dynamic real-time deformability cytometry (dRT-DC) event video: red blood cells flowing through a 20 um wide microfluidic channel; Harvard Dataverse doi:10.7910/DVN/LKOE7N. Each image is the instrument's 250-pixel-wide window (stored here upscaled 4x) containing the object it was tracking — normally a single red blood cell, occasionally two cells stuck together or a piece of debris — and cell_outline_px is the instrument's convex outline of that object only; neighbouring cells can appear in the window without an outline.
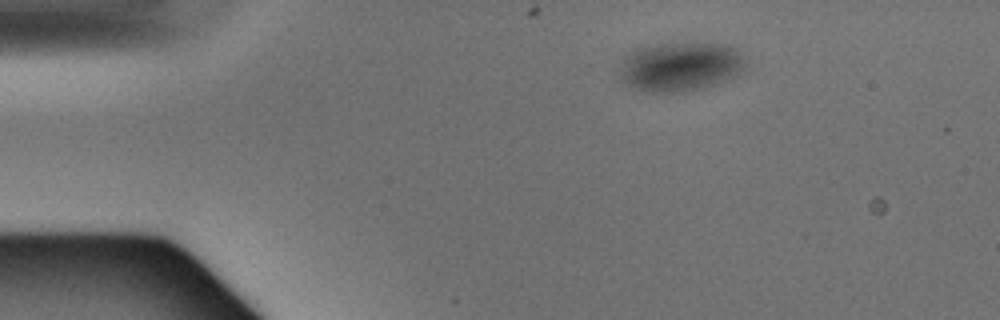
{"species": "Egyptian fruit bat (a non-hibernating species)", "species_latin": "Rousettus aegyptiacus", "temperature_condition": "warm", "stored_images_in_passage": 3, "camera_frame_rate_fps": 3000, "um_per_image_px": 0.085, "animal": {"sex": "male"}, "frame": {"image": 1, "passage_image": 1, "time_ms": 0.0, "image_size_px": [1000, 320], "cell_outline_px": [[748, 72], [704, 88], [684, 92], [648, 92], [628, 88], [616, 76], [624, 56], [640, 48], [664, 44], [728, 44], [736, 48], [744, 56]], "centroid_in_image_um": [57.84, 5.7], "position_along_channel_um": 27.2, "area_um2": 36.82}}
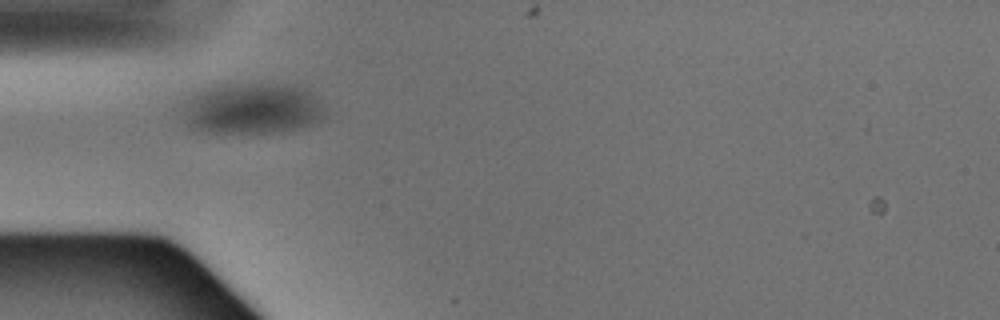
{"frame": {"image": 2, "passage_image": 3, "time_ms": 0.667, "image_size_px": [1000, 320], "cell_outline_px": [[328, 116], [312, 124], [280, 132], [196, 132], [188, 128], [184, 120], [184, 112], [188, 100], [192, 96], [204, 88], [256, 84], [292, 84], [308, 92], [328, 112]], "centroid_in_image_um": [21.44, 9.26], "position_along_channel_um": 63.6, "area_um2": 41.73}}